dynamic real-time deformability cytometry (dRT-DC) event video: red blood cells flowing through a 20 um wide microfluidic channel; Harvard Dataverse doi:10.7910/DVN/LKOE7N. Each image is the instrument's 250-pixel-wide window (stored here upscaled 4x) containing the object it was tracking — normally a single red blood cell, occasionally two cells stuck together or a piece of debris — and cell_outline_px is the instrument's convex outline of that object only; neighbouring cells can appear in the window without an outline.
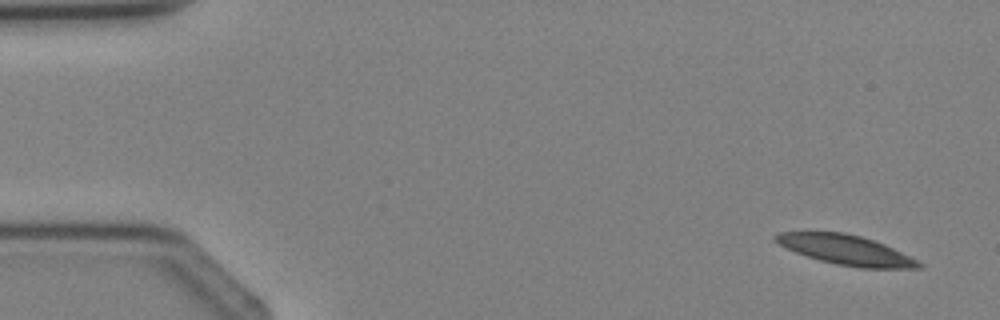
{"species": "Egyptian fruit bat (a non-hibernating species)", "species_latin": "Rousettus aegyptiacus", "temperature_condition": "cold", "stored_images_in_passage": 4, "camera_frame_rate_fps": 3000, "um_per_image_px": 0.085, "animal": {"sex": "female"}, "frame": {"image": 1, "passage_image": 1, "time_ms": 0.0, "image_size_px": [1000, 320], "cell_outline_px": [[924, 264], [920, 268], [860, 268], [836, 264], [820, 260], [796, 252], [780, 244], [772, 236], [776, 232], [844, 232], [860, 236], [884, 244]], "centroid_in_image_um": [71.89, 21.24], "position_along_channel_um": 13.1, "area_um2": 24.39}}
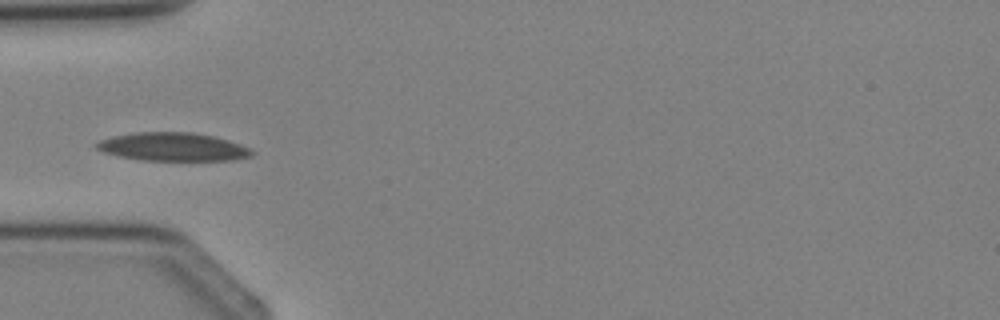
{"frame": {"image": 2, "passage_image": 4, "time_ms": 3.333, "image_size_px": [1000, 320], "cell_outline_px": [[256, 152], [252, 156], [232, 160], [144, 160], [120, 156], [104, 152], [96, 148], [92, 144], [100, 140], [112, 136], [132, 132], [192, 132], [216, 136], [252, 148]], "centroid_in_image_um": [14.72, 12.47], "position_along_channel_um": 70.3, "area_um2": 25.84}}